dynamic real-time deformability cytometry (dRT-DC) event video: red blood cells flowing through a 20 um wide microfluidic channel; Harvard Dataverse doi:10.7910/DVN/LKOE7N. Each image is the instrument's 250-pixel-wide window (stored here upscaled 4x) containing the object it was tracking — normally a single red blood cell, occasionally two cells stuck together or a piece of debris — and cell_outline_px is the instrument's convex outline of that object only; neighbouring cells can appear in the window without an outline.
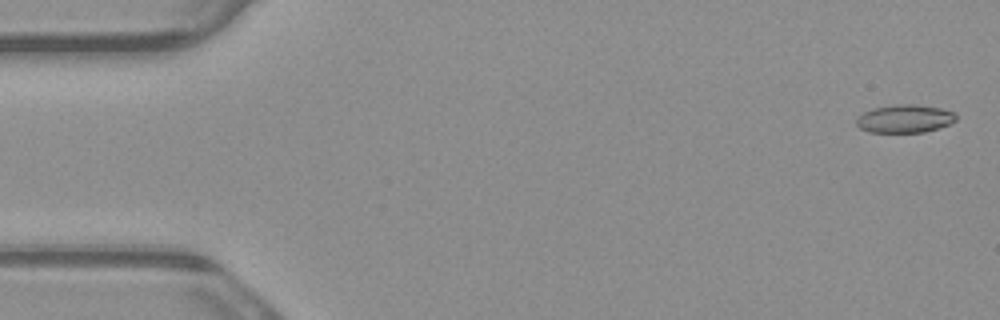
{"species": "common noctule bat (a hibernating species)", "species_latin": "Nyctalus noctula", "temperature_condition": "warm", "stored_images_in_passage": 6, "camera_frame_rate_fps": 3000, "um_per_image_px": 0.085, "animal": {"sex": "male", "body_mass_g": 23.1, "forearm_length_mm": 52.7}, "frame": {"image": 1, "passage_image": 1, "time_ms": 0.0, "image_size_px": [1000, 320], "cell_outline_px": [[956, 120], [940, 128], [924, 132], [868, 132], [860, 128], [856, 124], [856, 116], [872, 108], [896, 104], [916, 104], [940, 108], [956, 112]], "centroid_in_image_um": [76.89, 10.08], "position_along_channel_um": 8.1, "area_um2": 16.47}}
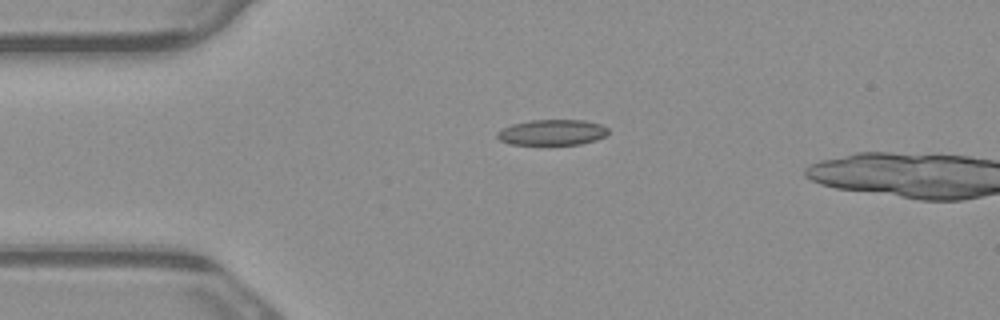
{"frame": {"image": 2, "passage_image": 4, "time_ms": 1.0, "image_size_px": [1000, 320], "cell_outline_px": [[608, 132], [604, 136], [596, 140], [580, 144], [512, 144], [500, 140], [496, 136], [496, 132], [512, 124], [532, 120], [584, 120], [600, 124], [608, 128]], "centroid_in_image_um": [46.94, 11.24], "position_along_channel_um": 38.1, "area_um2": 16.42}}